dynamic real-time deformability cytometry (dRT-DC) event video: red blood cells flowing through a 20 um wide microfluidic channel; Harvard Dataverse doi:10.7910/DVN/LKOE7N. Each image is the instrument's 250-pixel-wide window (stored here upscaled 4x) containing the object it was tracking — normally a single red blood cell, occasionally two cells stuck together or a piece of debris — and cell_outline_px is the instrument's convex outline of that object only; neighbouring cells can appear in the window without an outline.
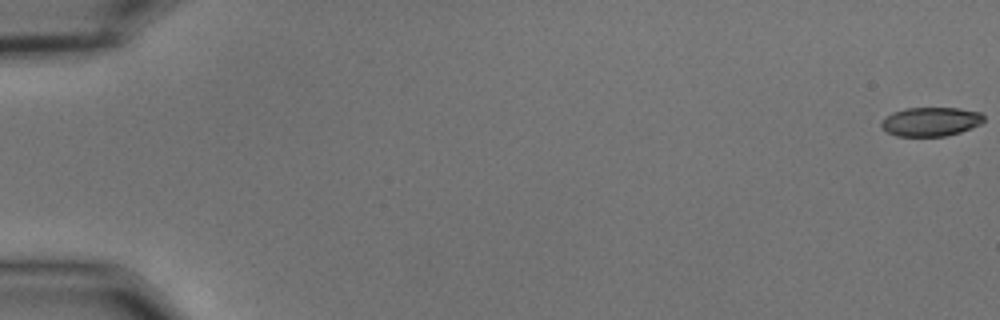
{"species": "common noctule bat (a hibernating species)", "species_latin": "Nyctalus noctula", "temperature_condition": "cold", "stored_images_in_passage": 56, "camera_frame_rate_fps": 3000, "um_per_image_px": 0.085, "animal": {"sex": "male", "body_mass_g": 15.6}, "frame": {"image": 1, "passage_image": 1, "time_ms": 0.0, "image_size_px": [1000, 320], "cell_outline_px": [[984, 120], [980, 124], [960, 132], [944, 136], [896, 136], [888, 132], [880, 124], [892, 112], [904, 108], [960, 108], [980, 112], [984, 116]], "centroid_in_image_um": [79.13, 10.33], "position_along_channel_um": 5.9, "area_um2": 17.17}}
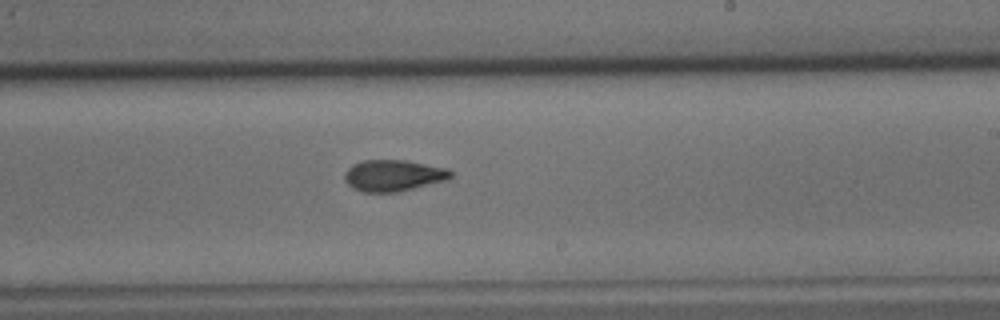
{"frame": {"image": 2, "passage_image": 35, "time_ms": 11.333, "image_size_px": [1000, 320], "cell_outline_px": [[452, 176], [448, 180], [396, 192], [364, 192], [352, 188], [344, 180], [344, 172], [352, 164], [364, 160], [404, 160], [448, 168], [452, 172]], "centroid_in_image_um": [33.42, 14.91], "position_along_channel_um": 255.6, "area_um2": 19.48}}
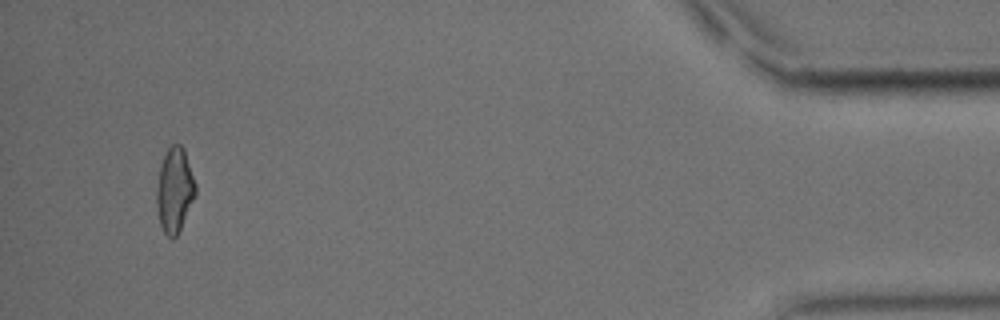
{"frame": {"image": 3, "passage_image": 54, "time_ms": 17.667, "image_size_px": [1000, 320], "cell_outline_px": [[196, 192], [180, 228], [176, 236], [172, 240], [164, 232], [160, 224], [156, 204], [156, 188], [160, 164], [168, 148], [172, 144], [180, 144], [184, 148], [196, 184]], "centroid_in_image_um": [14.82, 16.13], "position_along_channel_um": 420.4, "area_um2": 19.02}, "authors_computed_cell_mechanics": {"area_um2": 19.074, "velocity_mm_per_s": 3.67, "shape_relaxation_time_tau1_ms": 5.806, "shape_relaxation_time_tau2_ms": 3.0859, "deformation_change_tau1": 0.1602, "deformation_change_tau2": 0.0946}}